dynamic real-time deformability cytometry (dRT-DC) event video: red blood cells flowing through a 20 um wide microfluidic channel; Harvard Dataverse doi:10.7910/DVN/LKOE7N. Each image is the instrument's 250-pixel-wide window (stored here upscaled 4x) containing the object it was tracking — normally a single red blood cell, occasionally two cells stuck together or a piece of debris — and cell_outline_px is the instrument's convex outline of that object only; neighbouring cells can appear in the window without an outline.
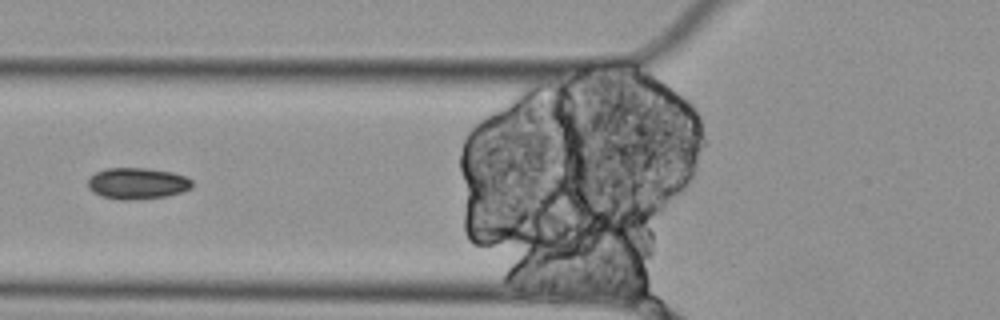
{"species": "Egyptian fruit bat (a non-hibernating species)", "species_latin": "Rousettus aegyptiacus", "temperature_condition": "cold", "stored_images_in_passage": 6, "segment_of_instrument_passage": [2, 2], "camera_frame_rate_fps": 3000, "um_per_image_px": 0.085, "animal": {"sex": "female"}, "frame": {"image": 1, "passage_image": 5, "time_ms": 1.333, "image_size_px": [1000, 320], "cell_outline_px": [[192, 188], [184, 192], [164, 196], [132, 200], [120, 200], [100, 196], [92, 192], [88, 188], [88, 180], [96, 172], [104, 168], [148, 168], [172, 172], [184, 176], [192, 180]], "centroid_in_image_um": [11.66, 15.59], "position_along_channel_um": 114.1, "area_um2": 19.19}}
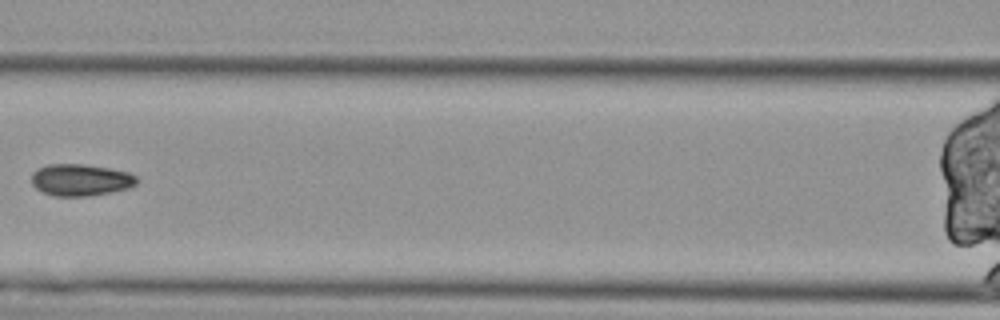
{"frame": {"image": 2, "passage_image": 6, "time_ms": 1.667, "image_size_px": [1000, 320], "cell_outline_px": [[136, 184], [128, 188], [88, 196], [56, 196], [44, 192], [36, 188], [32, 184], [32, 172], [36, 168], [48, 164], [84, 164], [108, 168], [128, 172], [136, 176]], "centroid_in_image_um": [6.81, 15.28], "position_along_channel_um": 159.8, "area_um2": 19.36}}